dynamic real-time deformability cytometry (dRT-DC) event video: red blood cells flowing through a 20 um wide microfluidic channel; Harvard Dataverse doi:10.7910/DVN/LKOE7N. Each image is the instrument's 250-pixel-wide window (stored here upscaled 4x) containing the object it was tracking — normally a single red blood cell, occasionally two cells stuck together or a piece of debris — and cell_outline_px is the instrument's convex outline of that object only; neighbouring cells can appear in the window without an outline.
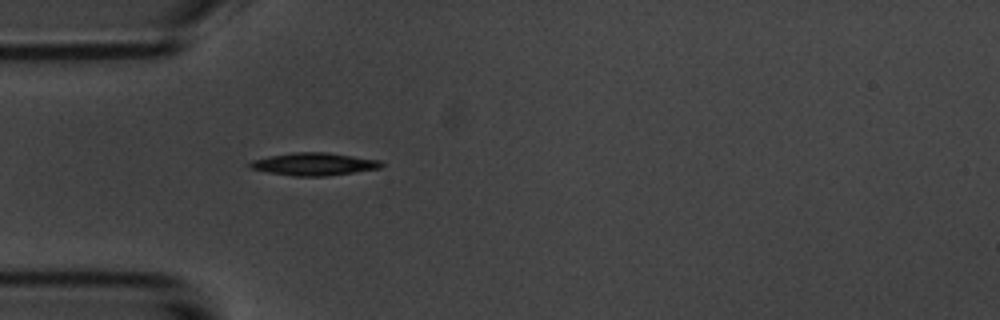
{"species": "common noctule bat (a hibernating species)", "species_latin": "Nyctalus noctula", "temperature_condition": "room temperature", "stored_images_in_passage": 1, "camera_frame_rate_fps": 3000, "um_per_image_px": 0.085, "animal": {"sex": "male", "body_mass_g": 20.1, "forearm_length_mm": 53.5}, "frame": {"image": 1, "passage_image": 1, "time_ms": 0.0, "image_size_px": [1000, 320], "cell_outline_px": [[384, 164], [380, 168], [324, 176], [292, 176], [268, 172], [252, 168], [248, 164], [252, 160], [268, 156], [292, 152], [328, 152], [380, 160]], "centroid_in_image_um": [26.68, 13.93], "position_along_channel_um": 58.3, "area_um2": 17.22}}